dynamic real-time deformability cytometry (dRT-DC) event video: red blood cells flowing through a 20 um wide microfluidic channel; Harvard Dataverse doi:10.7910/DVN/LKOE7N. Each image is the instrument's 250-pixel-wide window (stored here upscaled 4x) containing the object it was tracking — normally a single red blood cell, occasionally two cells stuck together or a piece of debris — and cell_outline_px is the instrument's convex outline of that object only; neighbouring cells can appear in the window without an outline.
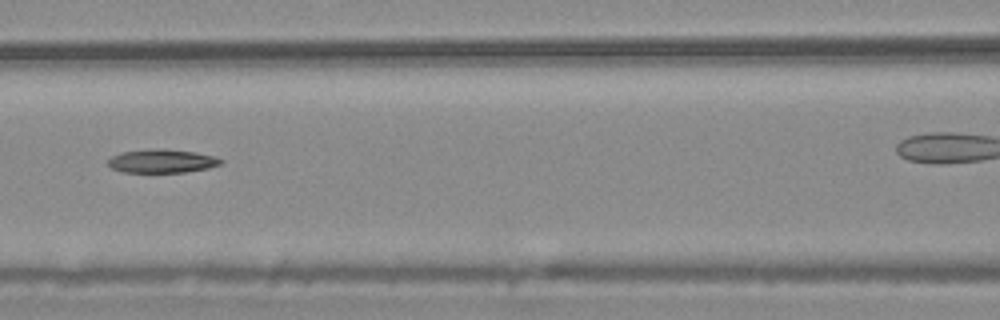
{"species": "common noctule bat (a hibernating species)", "species_latin": "Nyctalus noctula", "temperature_condition": "warm", "stored_images_in_passage": 10, "camera_frame_rate_fps": 3000, "um_per_image_px": 0.085, "animal": {"sex": "male", "body_mass_g": 20.4}, "frame": {"image": 1, "passage_image": 5, "time_ms": 1.333, "image_size_px": [1000, 320], "cell_outline_px": [[224, 160], [220, 164], [208, 168], [184, 172], [124, 172], [112, 168], [108, 164], [108, 160], [112, 156], [124, 152], [152, 148], [196, 152], [212, 156]], "centroid_in_image_um": [13.76, 13.69], "position_along_channel_um": 152.8, "area_um2": 15.2}}
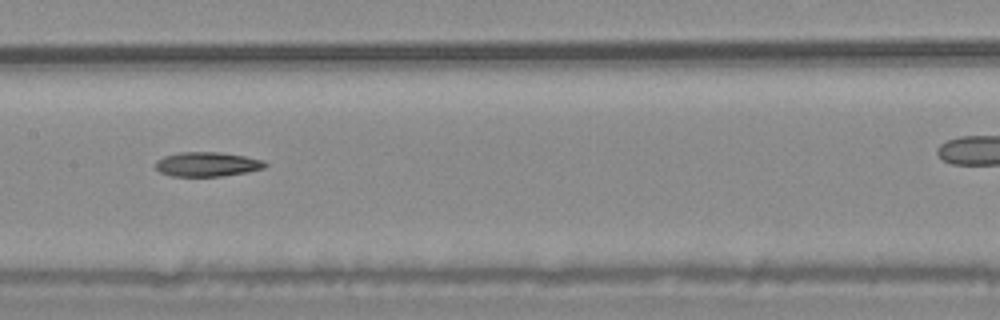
{"frame": {"image": 2, "passage_image": 6, "time_ms": 1.667, "image_size_px": [1000, 320], "cell_outline_px": [[268, 164], [264, 168], [248, 172], [224, 176], [172, 176], [160, 172], [156, 168], [156, 160], [164, 156], [180, 152], [220, 152], [244, 156], [264, 160]], "centroid_in_image_um": [17.63, 13.96], "position_along_channel_um": 189.8, "area_um2": 15.66}}